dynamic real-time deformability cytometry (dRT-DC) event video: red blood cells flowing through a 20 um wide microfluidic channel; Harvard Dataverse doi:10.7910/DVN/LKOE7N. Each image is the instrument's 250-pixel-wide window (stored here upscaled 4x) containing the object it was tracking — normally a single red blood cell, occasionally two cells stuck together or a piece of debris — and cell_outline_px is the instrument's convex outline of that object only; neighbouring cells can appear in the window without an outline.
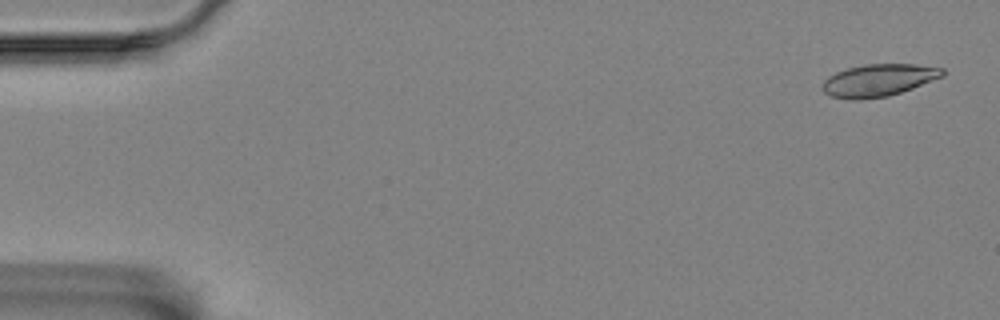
{"species": "Egyptian fruit bat (a non-hibernating species)", "species_latin": "Rousettus aegyptiacus", "temperature_condition": "room temperature", "stored_images_in_passage": 8, "camera_frame_rate_fps": 3000, "um_per_image_px": 0.085, "animal": {"sex": "female"}, "frame": {"image": 1, "passage_image": 2, "time_ms": 0.333, "image_size_px": [1000, 320], "cell_outline_px": [[944, 76], [912, 88], [888, 96], [860, 100], [852, 100], [832, 96], [824, 92], [820, 88], [820, 84], [828, 76], [836, 72], [848, 68], [864, 64], [916, 64], [944, 68]], "centroid_in_image_um": [74.64, 6.82], "position_along_channel_um": 10.4, "area_um2": 22.72}}